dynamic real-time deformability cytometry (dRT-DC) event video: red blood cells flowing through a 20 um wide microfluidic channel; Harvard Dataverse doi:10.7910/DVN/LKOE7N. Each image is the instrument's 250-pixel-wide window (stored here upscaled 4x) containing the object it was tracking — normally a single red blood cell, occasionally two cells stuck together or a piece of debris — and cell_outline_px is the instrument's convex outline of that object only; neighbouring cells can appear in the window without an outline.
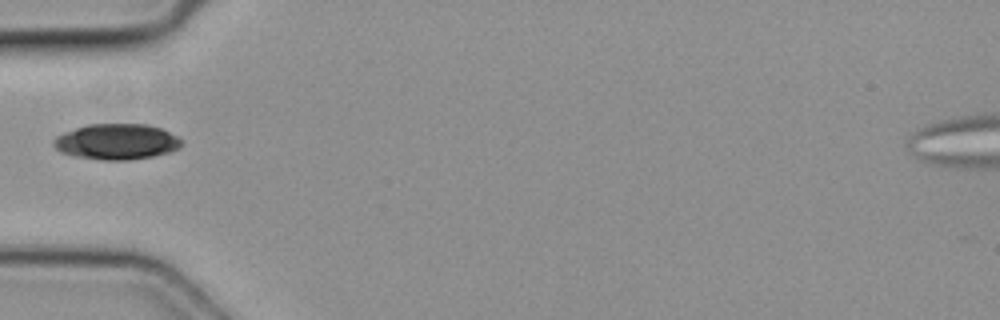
{"species": "common noctule bat (a hibernating species)", "species_latin": "Nyctalus noctula", "temperature_condition": "cold", "stored_images_in_passage": 1, "camera_frame_rate_fps": 3000, "um_per_image_px": 0.085, "animal": {"sex": "female", "body_mass_g": 19.3, "forearm_length_mm": 54.1}, "frame": {"image": 1, "passage_image": 1, "time_ms": 0.0, "image_size_px": [1000, 320], "cell_outline_px": [[184, 144], [180, 148], [172, 152], [152, 156], [128, 160], [104, 160], [76, 156], [60, 152], [52, 144], [52, 140], [56, 136], [64, 132], [88, 124], [148, 124], [160, 128], [176, 136]], "centroid_in_image_um": [9.91, 12.04], "position_along_channel_um": 75.1, "area_um2": 26.65}}